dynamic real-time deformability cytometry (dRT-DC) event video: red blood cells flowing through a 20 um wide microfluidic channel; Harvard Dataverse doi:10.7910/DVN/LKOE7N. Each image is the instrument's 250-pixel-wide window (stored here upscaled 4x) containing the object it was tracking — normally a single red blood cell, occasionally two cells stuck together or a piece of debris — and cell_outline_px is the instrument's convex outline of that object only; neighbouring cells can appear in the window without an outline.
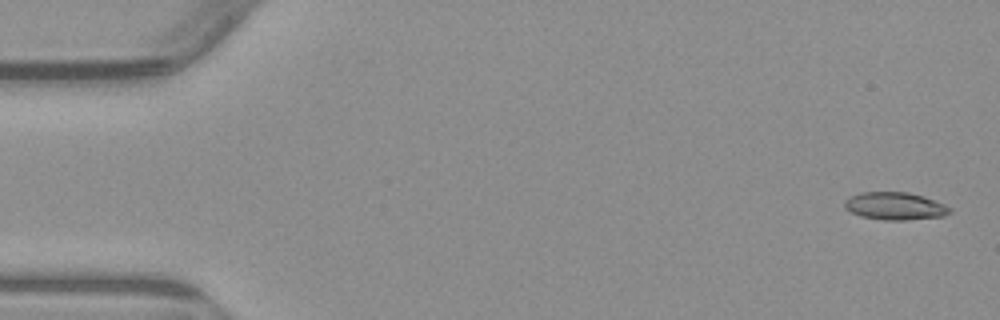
{"species": "common noctule bat (a hibernating species)", "species_latin": "Nyctalus noctula", "temperature_condition": "warm", "stored_images_in_passage": 4, "camera_frame_rate_fps": 3000, "um_per_image_px": 0.085, "animal": {"sex": "male", "body_mass_g": 23.1, "forearm_length_mm": 52.7}, "frame": {"image": 1, "passage_image": 1, "time_ms": 0.0, "image_size_px": [1000, 320], "cell_outline_px": [[952, 212], [944, 216], [904, 220], [884, 220], [860, 216], [844, 208], [844, 200], [848, 196], [860, 192], [908, 192], [924, 196], [944, 204], [952, 208]], "centroid_in_image_um": [76.06, 17.51], "position_along_channel_um": 8.9, "area_um2": 17.11}}
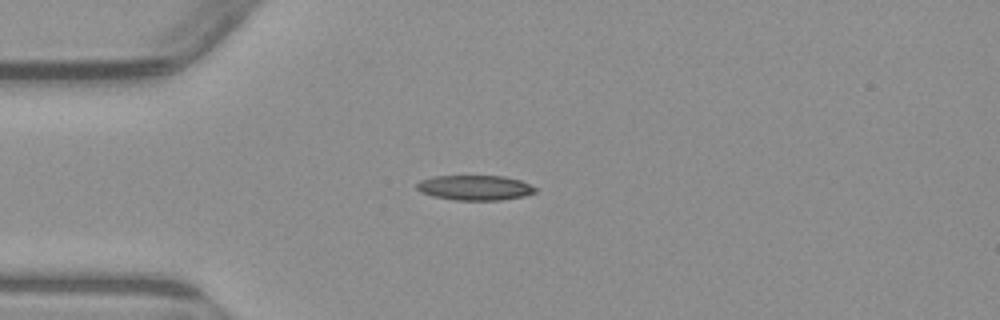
{"frame": {"image": 2, "passage_image": 3, "time_ms": 4.0, "image_size_px": [1000, 320], "cell_outline_px": [[536, 192], [524, 196], [500, 200], [456, 200], [432, 196], [420, 192], [416, 188], [416, 184], [420, 180], [432, 176], [504, 176], [520, 180], [536, 188]], "centroid_in_image_um": [40.33, 15.95], "position_along_channel_um": 44.7, "area_um2": 17.28}}
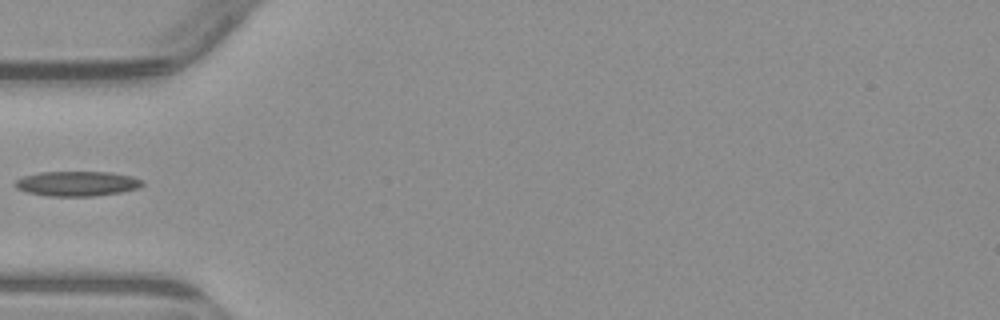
{"frame": {"image": 3, "passage_image": 4, "time_ms": 5.333, "image_size_px": [1000, 320], "cell_outline_px": [[144, 184], [140, 188], [120, 192], [92, 196], [48, 196], [28, 192], [16, 188], [12, 184], [16, 180], [24, 176], [40, 172], [112, 172], [132, 176], [144, 180]], "centroid_in_image_um": [6.57, 15.6], "position_along_channel_um": 78.4, "area_um2": 18.55}}